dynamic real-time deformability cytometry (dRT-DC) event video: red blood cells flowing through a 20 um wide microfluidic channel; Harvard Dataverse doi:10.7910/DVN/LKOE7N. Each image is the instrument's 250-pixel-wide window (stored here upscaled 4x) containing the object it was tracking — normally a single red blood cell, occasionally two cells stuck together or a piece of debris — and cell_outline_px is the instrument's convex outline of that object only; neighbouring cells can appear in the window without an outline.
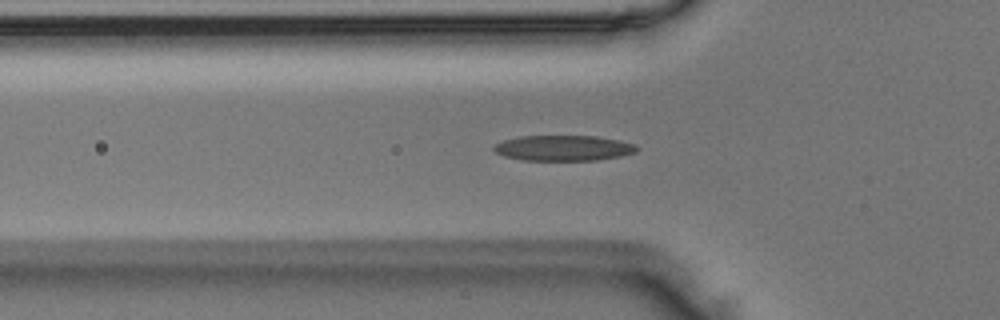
{"species": "Egyptian fruit bat (a non-hibernating species)", "species_latin": "Rousettus aegyptiacus", "temperature_condition": "room temperature", "stored_images_in_passage": 35, "camera_frame_rate_fps": 3000, "um_per_image_px": 0.085, "animal": {"sex": "male"}, "frame": {"image": 1, "passage_image": 2, "time_ms": 0.333, "image_size_px": [1000, 320], "cell_outline_px": [[640, 148], [636, 152], [620, 156], [596, 160], [524, 160], [504, 156], [496, 152], [492, 148], [496, 144], [504, 140], [520, 136], [596, 136], [636, 144]], "centroid_in_image_um": [47.91, 12.58], "position_along_channel_um": 77.9, "area_um2": 21.1}}
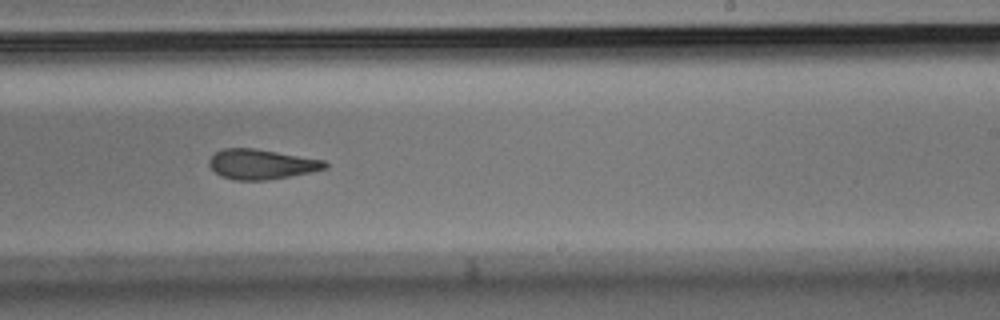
{"frame": {"image": 2, "passage_image": 16, "time_ms": 5.0, "image_size_px": [1000, 320], "cell_outline_px": [[328, 168], [312, 172], [264, 180], [236, 180], [220, 176], [208, 164], [208, 160], [216, 152], [224, 148], [256, 148], [324, 160], [328, 164]], "centroid_in_image_um": [22.23, 13.95], "position_along_channel_um": 266.8, "area_um2": 20.17}}
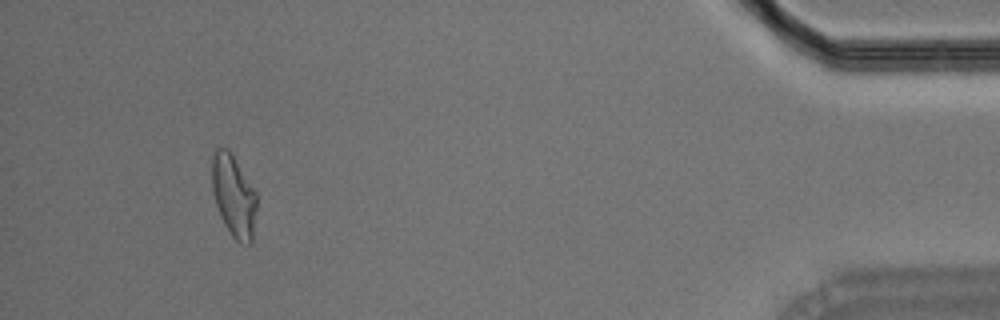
{"frame": {"image": 3, "passage_image": 32, "time_ms": 10.333, "image_size_px": [1000, 320], "cell_outline_px": [[256, 208], [252, 240], [248, 244], [240, 244], [232, 236], [224, 224], [220, 216], [212, 192], [212, 152], [216, 148], [228, 148], [232, 152], [256, 192]], "centroid_in_image_um": [19.85, 16.62], "position_along_channel_um": 415.4, "area_um2": 21.56}}